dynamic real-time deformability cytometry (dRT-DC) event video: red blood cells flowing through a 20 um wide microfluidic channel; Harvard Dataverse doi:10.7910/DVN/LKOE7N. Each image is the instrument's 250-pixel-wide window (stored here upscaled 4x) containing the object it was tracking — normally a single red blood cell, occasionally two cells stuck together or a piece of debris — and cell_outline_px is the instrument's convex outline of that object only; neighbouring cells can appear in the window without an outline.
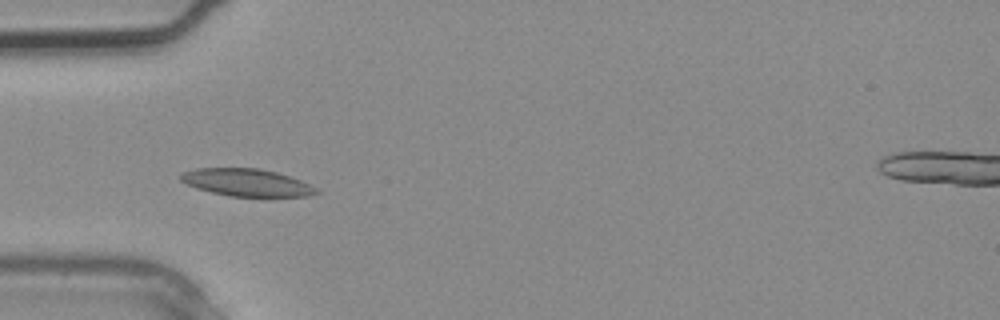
{"species": "common noctule bat (a hibernating species)", "species_latin": "Nyctalus noctula", "temperature_condition": "warm", "stored_images_in_passage": 3, "camera_frame_rate_fps": 3000, "um_per_image_px": 0.085, "animal": {"sex": "male", "body_mass_g": 20.4}, "frame": {"image": 1, "passage_image": 3, "time_ms": 0.667, "image_size_px": [1000, 320], "cell_outline_px": [[320, 192], [308, 196], [228, 196], [196, 188], [180, 180], [180, 176], [184, 172], [196, 168], [260, 168], [276, 172], [300, 180], [316, 188]], "centroid_in_image_um": [20.96, 15.51], "position_along_channel_um": 64.0, "area_um2": 21.39}}